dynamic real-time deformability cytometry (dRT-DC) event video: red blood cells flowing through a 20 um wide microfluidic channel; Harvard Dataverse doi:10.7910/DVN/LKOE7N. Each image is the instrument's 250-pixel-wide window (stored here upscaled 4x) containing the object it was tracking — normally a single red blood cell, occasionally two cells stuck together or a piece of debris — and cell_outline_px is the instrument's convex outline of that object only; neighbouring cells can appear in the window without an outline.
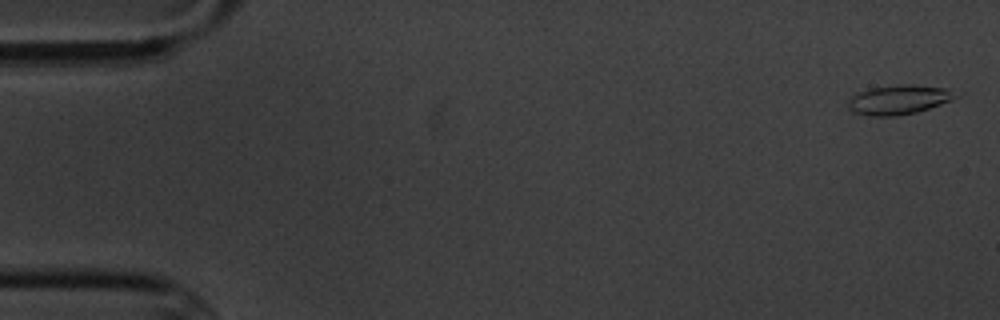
{"species": "common noctule bat (a hibernating species)", "species_latin": "Nyctalus noctula", "temperature_condition": "cold", "stored_images_in_passage": 5, "camera_frame_rate_fps": 3000, "um_per_image_px": 0.085, "animal": {"sex": "male", "body_mass_g": 20.1, "forearm_length_mm": 53.5}, "frame": {"image": 1, "passage_image": 1, "time_ms": 0.0, "image_size_px": [1000, 320], "cell_outline_px": [[964, 92], [960, 96], [952, 100], [916, 112], [896, 116], [868, 116], [856, 112], [848, 108], [848, 100], [856, 92], [872, 88], [900, 84], [912, 84], [948, 88]], "centroid_in_image_um": [76.48, 8.45], "position_along_channel_um": 8.5, "area_um2": 18.73}}
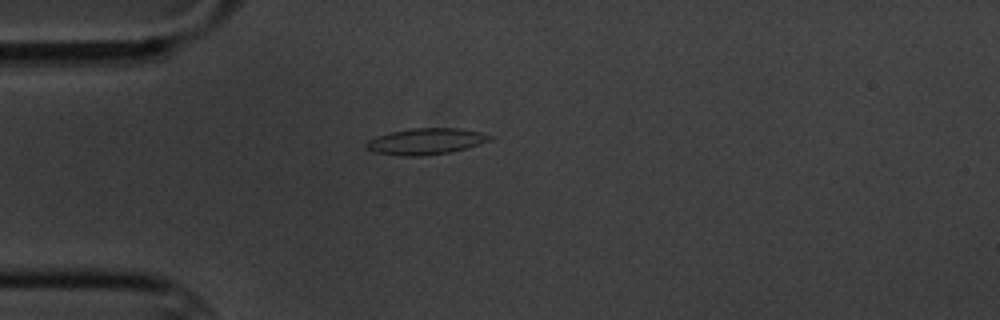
{"frame": {"image": 2, "passage_image": 5, "time_ms": 4.667, "image_size_px": [1000, 320], "cell_outline_px": [[492, 136], [488, 140], [452, 152], [420, 156], [404, 156], [376, 152], [368, 148], [364, 144], [368, 140], [376, 136], [392, 132], [412, 128], [460, 128], [480, 132]], "centroid_in_image_um": [36.16, 12.01], "position_along_channel_um": 48.8, "area_um2": 18.5}}